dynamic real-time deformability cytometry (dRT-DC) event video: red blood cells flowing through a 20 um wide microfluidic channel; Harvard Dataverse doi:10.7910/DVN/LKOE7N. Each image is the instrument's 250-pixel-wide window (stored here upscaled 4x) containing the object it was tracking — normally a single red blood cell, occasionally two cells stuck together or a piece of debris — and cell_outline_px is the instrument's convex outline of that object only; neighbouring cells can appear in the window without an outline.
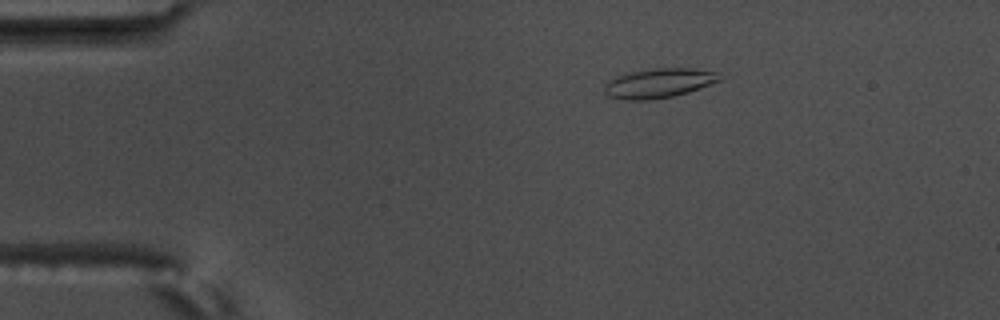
{"species": "common noctule bat (a hibernating species)", "species_latin": "Nyctalus noctula", "temperature_condition": "warm", "stored_images_in_passage": 3, "camera_frame_rate_fps": 3000, "um_per_image_px": 0.085, "animal": {"sex": "male", "body_mass_g": 17.5, "forearm_length_mm": 52.3}, "frame": {"image": 1, "passage_image": 1, "time_ms": 0.0, "image_size_px": [1000, 320], "cell_outline_px": [[720, 80], [700, 88], [688, 92], [672, 96], [652, 100], [624, 100], [608, 96], [604, 92], [604, 84], [608, 80], [616, 76], [628, 72], [656, 68], [692, 68], [716, 72]], "centroid_in_image_um": [55.93, 7.07], "position_along_channel_um": 29.1, "area_um2": 19.77}}